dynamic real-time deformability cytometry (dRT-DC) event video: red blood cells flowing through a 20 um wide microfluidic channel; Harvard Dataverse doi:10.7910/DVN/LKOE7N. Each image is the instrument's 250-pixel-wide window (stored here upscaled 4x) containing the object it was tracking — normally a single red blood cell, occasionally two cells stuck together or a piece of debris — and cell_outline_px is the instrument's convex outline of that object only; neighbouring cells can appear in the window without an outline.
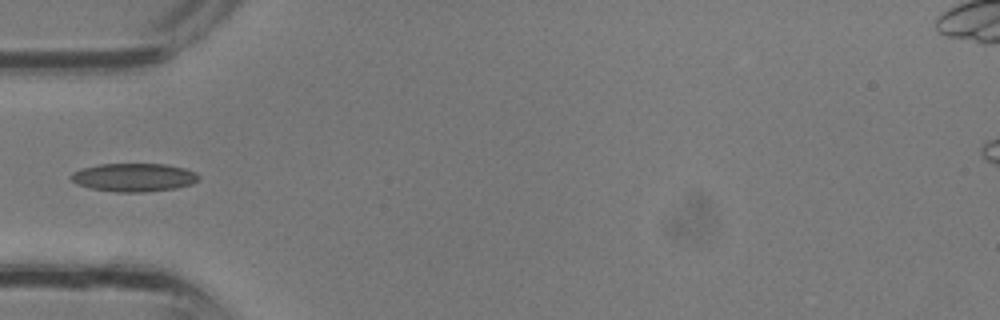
{"species": "common noctule bat (a hibernating species)", "species_latin": "Nyctalus noctula", "temperature_condition": "room temperature", "stored_images_in_passage": 24, "camera_frame_rate_fps": 3000, "um_per_image_px": 0.085, "animal": {"sex": "male", "body_mass_g": 13.3}, "frame": {"image": 1, "passage_image": 1, "time_ms": 0.0, "image_size_px": [1000, 320], "cell_outline_px": [[200, 176], [192, 184], [176, 188], [144, 192], [116, 192], [92, 188], [76, 184], [68, 176], [72, 172], [80, 168], [100, 164], [164, 164], [184, 168], [196, 172]], "centroid_in_image_um": [11.35, 15.07], "position_along_channel_um": 73.7, "area_um2": 21.1}}
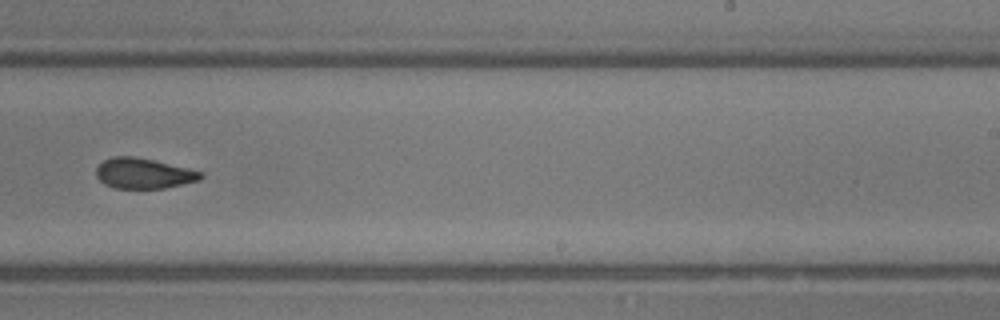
{"frame": {"image": 2, "passage_image": 11, "time_ms": 3.333, "image_size_px": [1000, 320], "cell_outline_px": [[204, 176], [200, 180], [164, 188], [116, 188], [104, 184], [96, 176], [96, 168], [104, 160], [112, 156], [132, 156], [152, 160], [188, 168], [200, 172]], "centroid_in_image_um": [12.18, 14.74], "position_along_channel_um": 276.8, "area_um2": 18.32}}
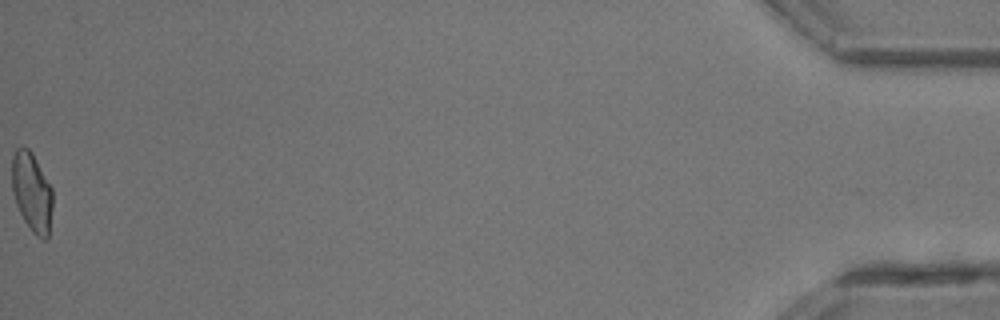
{"frame": {"image": 3, "passage_image": 24, "time_ms": 7.667, "image_size_px": [1000, 320], "cell_outline_px": [[52, 208], [48, 236], [44, 240], [36, 236], [32, 232], [24, 220], [16, 204], [12, 188], [12, 156], [16, 148], [28, 148], [32, 152], [52, 188]], "centroid_in_image_um": [2.71, 16.33], "position_along_channel_um": 432.5, "area_um2": 18.67}}